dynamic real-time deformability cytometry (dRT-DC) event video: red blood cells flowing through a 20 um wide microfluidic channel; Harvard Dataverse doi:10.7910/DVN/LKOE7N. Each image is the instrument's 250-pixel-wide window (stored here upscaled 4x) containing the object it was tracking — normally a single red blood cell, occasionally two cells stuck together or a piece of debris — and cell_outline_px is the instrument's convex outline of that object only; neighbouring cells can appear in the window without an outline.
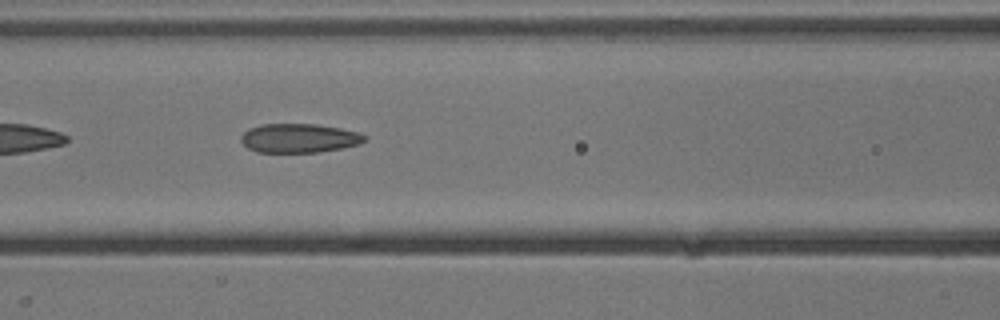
{"species": "common noctule bat (a hibernating species)", "species_latin": "Nyctalus noctula", "temperature_condition": "cold", "stored_images_in_passage": 17, "camera_frame_rate_fps": 3000, "um_per_image_px": 0.085, "animal": {"sex": "male", "body_mass_g": 13.3}, "frame": {"image": 1, "passage_image": 8, "time_ms": 2.333, "image_size_px": [1000, 320], "cell_outline_px": [[368, 136], [360, 144], [320, 152], [256, 152], [248, 148], [240, 140], [240, 136], [248, 128], [264, 124], [316, 124], [340, 128], [360, 132]], "centroid_in_image_um": [25.42, 11.74], "position_along_channel_um": 141.2, "area_um2": 20.98}}
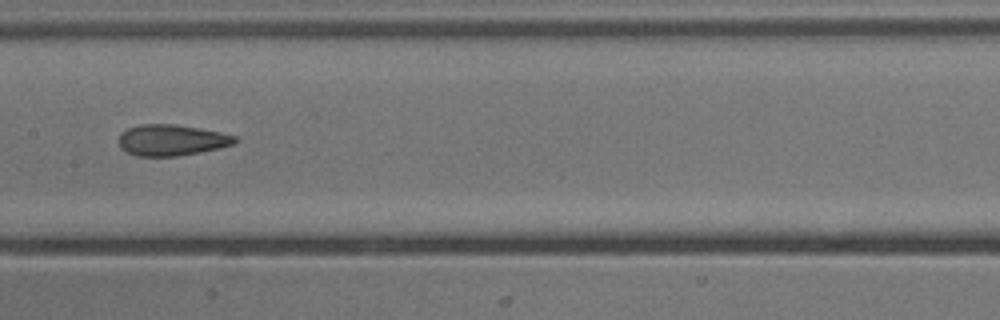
{"frame": {"image": 2, "passage_image": 12, "time_ms": 3.667, "image_size_px": [1000, 320], "cell_outline_px": [[236, 144], [220, 148], [200, 152], [176, 156], [136, 156], [120, 148], [120, 132], [128, 128], [140, 124], [172, 124], [220, 132], [236, 136]], "centroid_in_image_um": [14.58, 11.91], "position_along_channel_um": 192.8, "area_um2": 20.92}}
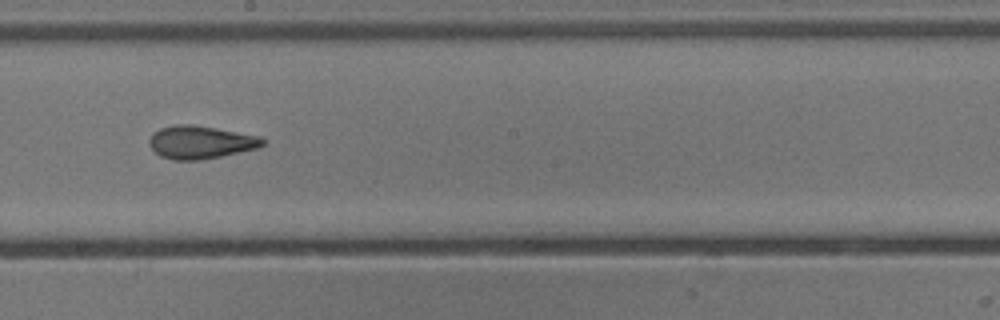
{"frame": {"image": 3, "passage_image": 15, "time_ms": 4.667, "image_size_px": [1000, 320], "cell_outline_px": [[264, 144], [256, 148], [220, 156], [200, 160], [172, 160], [160, 156], [148, 144], [148, 140], [152, 132], [160, 128], [172, 124], [192, 124], [216, 128], [260, 136], [264, 140]], "centroid_in_image_um": [16.98, 12.08], "position_along_channel_um": 231.2, "area_um2": 21.79}}